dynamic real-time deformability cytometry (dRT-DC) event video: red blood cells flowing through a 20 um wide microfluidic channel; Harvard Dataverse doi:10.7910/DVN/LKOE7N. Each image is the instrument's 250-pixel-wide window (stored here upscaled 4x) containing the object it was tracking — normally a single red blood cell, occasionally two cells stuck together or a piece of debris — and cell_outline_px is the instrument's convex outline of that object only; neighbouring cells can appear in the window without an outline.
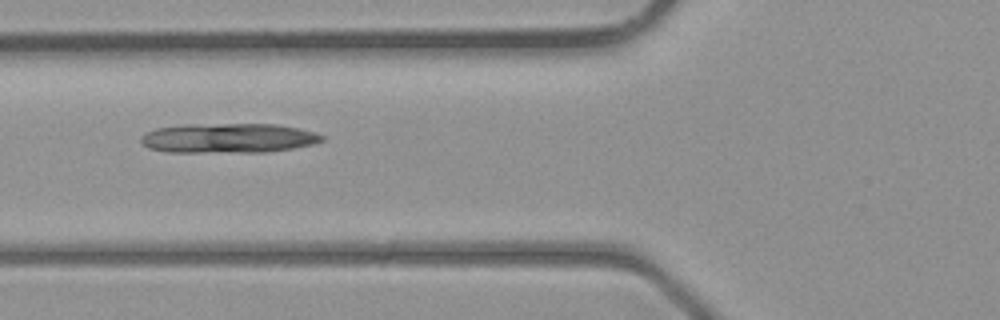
{"species": "common noctule bat (a hibernating species)", "species_latin": "Nyctalus noctula", "temperature_condition": "room temperature", "stored_images_in_passage": 6, "camera_frame_rate_fps": 3000, "um_per_image_px": 0.085, "animal": {"sex": "male", "body_mass_g": 23.1, "forearm_length_mm": 52.7}, "frame": {"image": 1, "passage_image": 5, "time_ms": 5.667, "image_size_px": [1000, 320], "cell_outline_px": [[324, 140], [312, 144], [292, 148], [268, 152], [168, 152], [148, 148], [140, 140], [140, 136], [156, 128], [184, 124], [276, 124], [296, 128], [312, 132], [324, 136]], "centroid_in_image_um": [19.37, 11.74], "position_along_channel_um": 106.4, "area_um2": 31.21}}
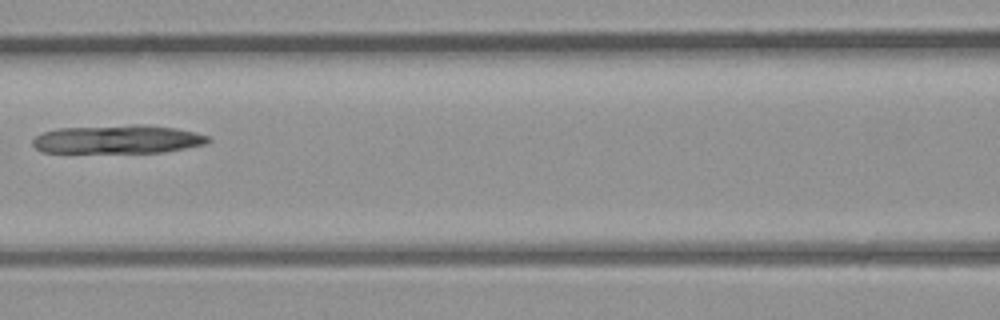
{"frame": {"image": 2, "passage_image": 6, "time_ms": 6.667, "image_size_px": [1000, 320], "cell_outline_px": [[212, 140], [208, 144], [164, 152], [44, 152], [36, 148], [32, 144], [32, 140], [36, 136], [44, 132], [56, 128], [132, 124], [144, 124], [176, 128], [196, 132], [208, 136]], "centroid_in_image_um": [10.06, 11.83], "position_along_channel_um": 156.5, "area_um2": 29.36}}